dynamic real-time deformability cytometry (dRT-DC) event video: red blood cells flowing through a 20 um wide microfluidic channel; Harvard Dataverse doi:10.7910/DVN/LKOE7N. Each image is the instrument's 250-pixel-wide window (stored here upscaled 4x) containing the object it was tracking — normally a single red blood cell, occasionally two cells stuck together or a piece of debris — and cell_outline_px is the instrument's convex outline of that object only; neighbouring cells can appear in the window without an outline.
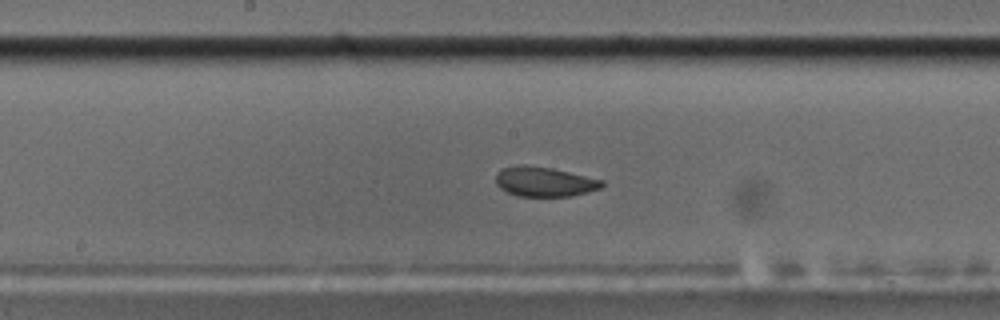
{"species": "common noctule bat (a hibernating species)", "species_latin": "Nyctalus noctula", "temperature_condition": "cold", "stored_images_in_passage": 47, "camera_frame_rate_fps": 3000, "um_per_image_px": 0.085, "animal": {"sex": "male", "body_mass_g": 17.5, "forearm_length_mm": 52.3}, "frame": {"image": 1, "passage_image": 20, "time_ms": 6.333, "image_size_px": [1000, 320], "cell_outline_px": [[604, 184], [600, 188], [588, 192], [572, 196], [516, 196], [500, 188], [496, 184], [496, 172], [500, 168], [516, 164], [524, 164], [552, 168], [604, 180]], "centroid_in_image_um": [46.24, 15.43], "position_along_channel_um": 202.0, "area_um2": 18.61}}
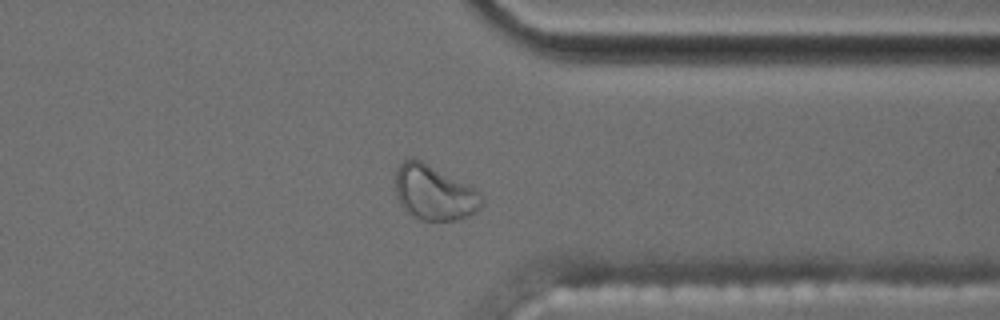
{"frame": {"image": 2, "passage_image": 35, "time_ms": 11.333, "image_size_px": [1000, 320], "cell_outline_px": [[484, 200], [480, 208], [468, 216], [460, 220], [424, 220], [408, 212], [400, 204], [396, 192], [396, 168], [404, 160], [420, 160], [472, 188]], "centroid_in_image_um": [36.88, 16.41], "position_along_channel_um": 374.5, "area_um2": 26.65}}
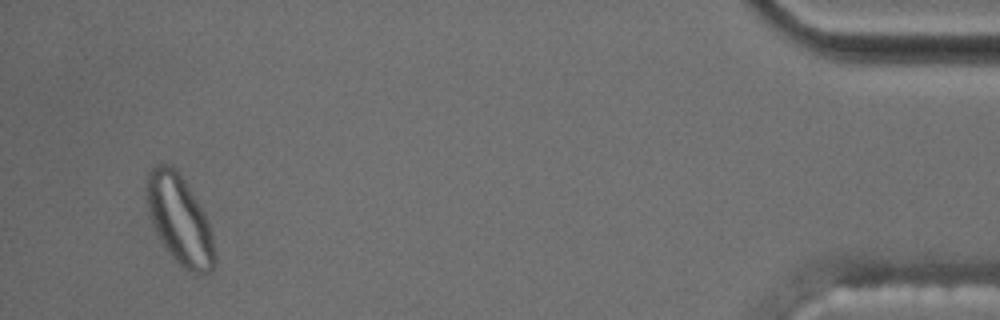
{"frame": {"image": 3, "passage_image": 45, "time_ms": 14.667, "image_size_px": [1000, 320], "cell_outline_px": [[216, 264], [208, 272], [192, 272], [184, 268], [172, 256], [160, 240], [156, 232], [148, 212], [148, 172], [156, 164], [172, 164], [184, 180], [200, 208], [208, 224], [212, 236], [216, 256]], "centroid_in_image_um": [15.26, 18.69], "position_along_channel_um": 419.9, "area_um2": 34.16}, "authors_computed_cell_mechanics": {"area_um2": 19.8254, "velocity_mm_per_s": 3.5013, "shape_relaxation_time_tau1_ms": null, "shape_relaxation_time_tau2_ms": 2.0689, "deformation_change_tau1": null, "deformation_change_tau2": 0.0481}}